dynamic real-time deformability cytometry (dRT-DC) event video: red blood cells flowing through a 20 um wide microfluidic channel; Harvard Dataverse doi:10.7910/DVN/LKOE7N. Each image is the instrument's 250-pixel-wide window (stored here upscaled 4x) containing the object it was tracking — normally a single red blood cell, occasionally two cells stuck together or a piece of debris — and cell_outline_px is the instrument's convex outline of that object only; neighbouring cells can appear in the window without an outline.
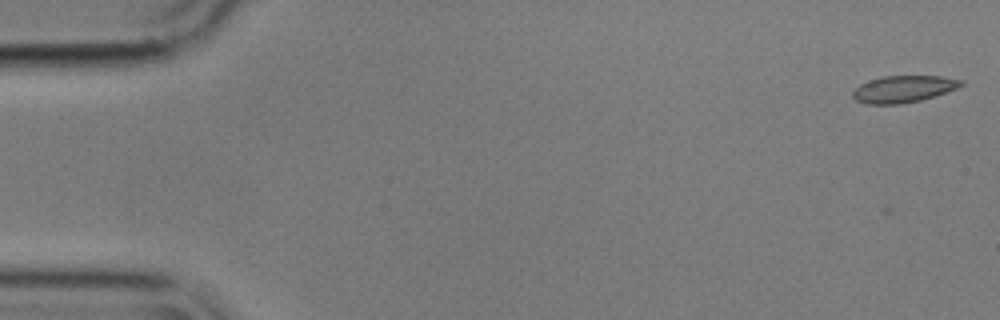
{"species": "common noctule bat (a hibernating species)", "species_latin": "Nyctalus noctula", "temperature_condition": "cold", "stored_images_in_passage": 44, "camera_frame_rate_fps": 3000, "um_per_image_px": 0.085, "animal": {"sex": "male", "body_mass_g": 17.9}, "frame": {"image": 1, "passage_image": 1, "time_ms": 0.0, "image_size_px": [1000, 320], "cell_outline_px": [[964, 84], [956, 88], [920, 100], [900, 104], [864, 104], [856, 100], [852, 96], [852, 92], [860, 84], [884, 76], [940, 76], [964, 80]], "centroid_in_image_um": [76.77, 7.57], "position_along_channel_um": 8.2, "area_um2": 16.7}}
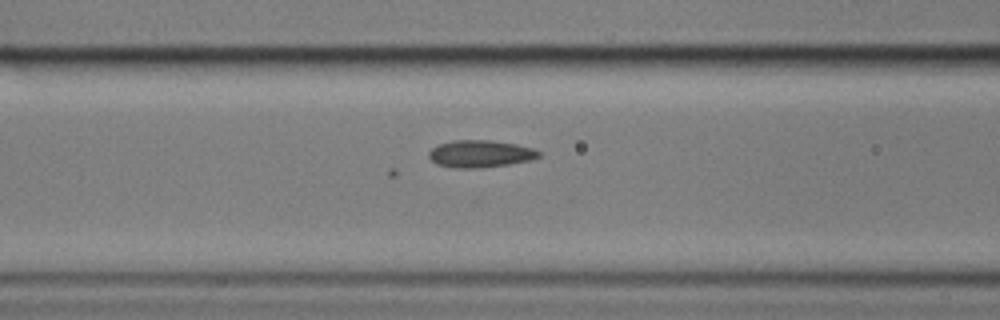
{"frame": {"image": 2, "passage_image": 22, "time_ms": 7.0, "image_size_px": [1000, 320], "cell_outline_px": [[540, 156], [532, 160], [508, 164], [480, 168], [452, 168], [436, 164], [428, 156], [428, 152], [436, 144], [452, 140], [488, 140], [516, 144], [532, 148], [540, 152]], "centroid_in_image_um": [40.78, 13.07], "position_along_channel_um": 125.8, "area_um2": 17.57}}
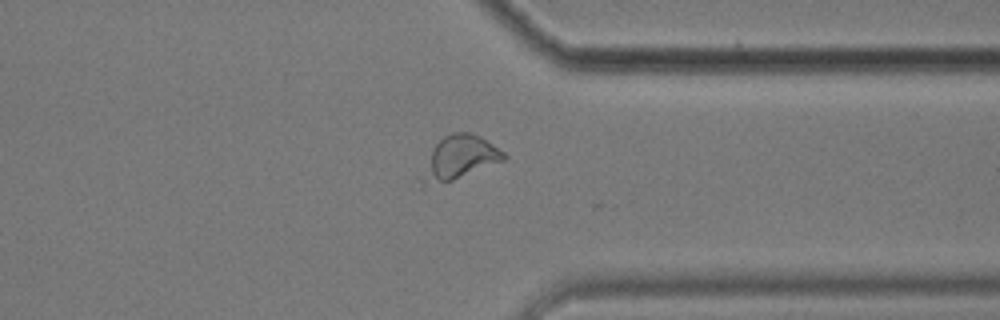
{"frame": {"image": 3, "passage_image": 43, "time_ms": 14.0, "image_size_px": [1000, 320], "cell_outline_px": [[508, 156], [504, 160], [452, 180], [420, 188], [420, 180], [432, 148], [444, 136], [452, 132], [468, 132], [480, 136], [504, 152]], "centroid_in_image_um": [39.02, 13.41], "position_along_channel_um": 372.4, "area_um2": 20.4}}